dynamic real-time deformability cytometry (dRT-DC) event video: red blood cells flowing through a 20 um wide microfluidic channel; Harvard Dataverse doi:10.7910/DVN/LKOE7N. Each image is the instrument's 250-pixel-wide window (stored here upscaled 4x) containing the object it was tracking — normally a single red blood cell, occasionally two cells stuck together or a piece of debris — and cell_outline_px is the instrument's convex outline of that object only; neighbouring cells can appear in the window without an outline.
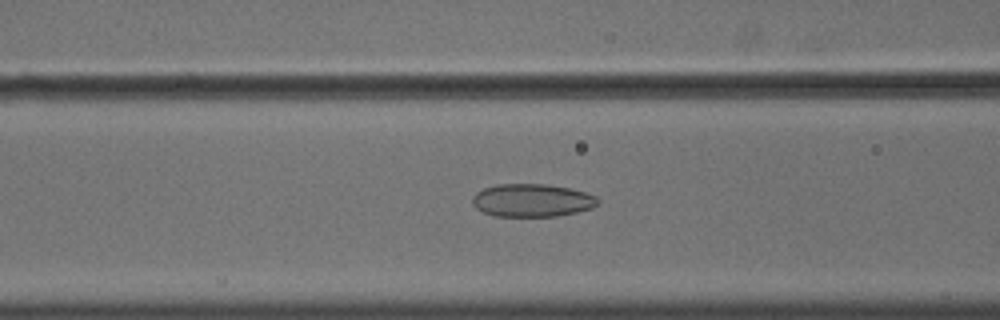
{"species": "common noctule bat (a hibernating species)", "species_latin": "Nyctalus noctula", "temperature_condition": "cold", "stored_images_in_passage": 46, "camera_frame_rate_fps": 3000, "um_per_image_px": 0.085, "animal": {"sex": "male", "body_mass_g": 18.8}, "frame": {"image": 1, "passage_image": 14, "time_ms": 4.333, "image_size_px": [1000, 320], "cell_outline_px": [[600, 204], [592, 208], [576, 212], [556, 216], [492, 216], [476, 208], [472, 204], [472, 196], [476, 192], [484, 188], [496, 184], [544, 184], [568, 188], [584, 192], [596, 196], [600, 200]], "centroid_in_image_um": [45.21, 17.03], "position_along_channel_um": 121.4, "area_um2": 24.16}}
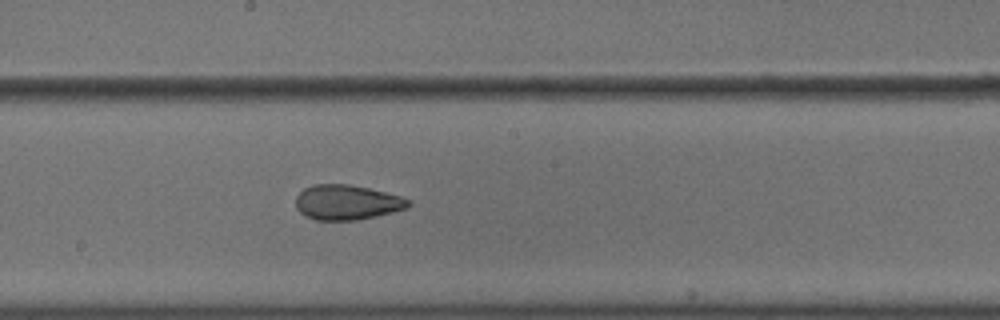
{"frame": {"image": 2, "passage_image": 22, "time_ms": 7.0, "image_size_px": [1000, 320], "cell_outline_px": [[412, 204], [408, 208], [376, 216], [356, 220], [316, 220], [304, 216], [296, 208], [296, 196], [304, 188], [312, 184], [348, 184], [368, 188], [400, 196], [408, 200]], "centroid_in_image_um": [29.46, 17.2], "position_along_channel_um": 218.7, "area_um2": 22.95}}
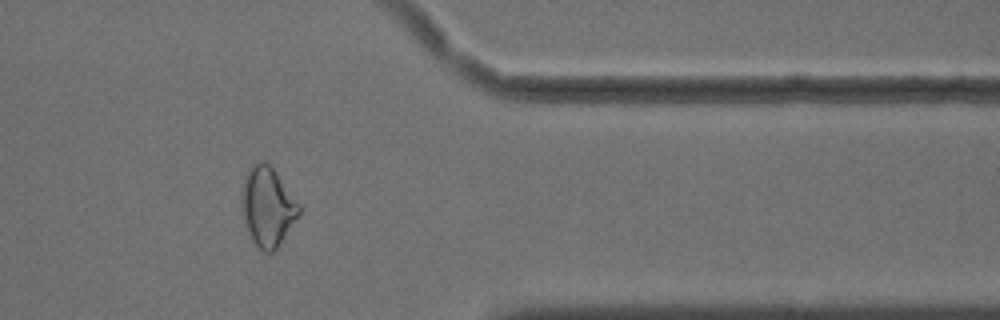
{"frame": {"image": 3, "passage_image": 37, "time_ms": 12.0, "image_size_px": [1000, 320], "cell_outline_px": [[300, 216], [276, 248], [272, 252], [264, 252], [252, 240], [248, 232], [244, 220], [240, 204], [240, 196], [248, 168], [256, 160], [264, 160], [276, 172], [300, 204]], "centroid_in_image_um": [22.73, 17.54], "position_along_channel_um": 388.7, "area_um2": 26.59}, "authors_computed_cell_mechanics": {"area_um2": 24.8251, "velocity_mm_per_s": 3.6398, "shape_relaxation_time_tau1_ms": null, "shape_relaxation_time_tau2_ms": 2.2589, "deformation_change_tau1": null, "deformation_change_tau2": 0.0861}}